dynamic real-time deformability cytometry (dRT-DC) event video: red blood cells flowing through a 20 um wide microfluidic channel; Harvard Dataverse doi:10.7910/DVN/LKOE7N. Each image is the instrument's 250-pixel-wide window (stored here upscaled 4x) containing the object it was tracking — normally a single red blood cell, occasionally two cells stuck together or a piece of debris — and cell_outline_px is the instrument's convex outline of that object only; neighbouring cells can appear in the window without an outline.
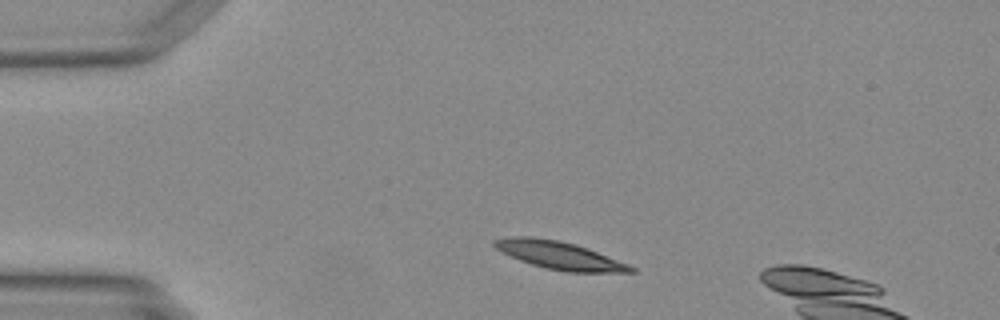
{"species": "Egyptian fruit bat (a non-hibernating species)", "species_latin": "Rousettus aegyptiacus", "temperature_condition": "warm", "stored_images_in_passage": 9, "camera_frame_rate_fps": 3000, "um_per_image_px": 0.085, "animal": {"sex": "female"}, "frame": {"image": 1, "passage_image": 4, "time_ms": 1.0, "image_size_px": [1000, 320], "cell_outline_px": [[636, 272], [568, 272], [548, 268], [532, 264], [520, 260], [496, 248], [492, 244], [492, 240], [508, 236], [532, 236], [556, 240], [576, 244], [588, 248], [628, 264], [636, 268]], "centroid_in_image_um": [47.55, 21.69], "position_along_channel_um": 37.5, "area_um2": 21.91}}